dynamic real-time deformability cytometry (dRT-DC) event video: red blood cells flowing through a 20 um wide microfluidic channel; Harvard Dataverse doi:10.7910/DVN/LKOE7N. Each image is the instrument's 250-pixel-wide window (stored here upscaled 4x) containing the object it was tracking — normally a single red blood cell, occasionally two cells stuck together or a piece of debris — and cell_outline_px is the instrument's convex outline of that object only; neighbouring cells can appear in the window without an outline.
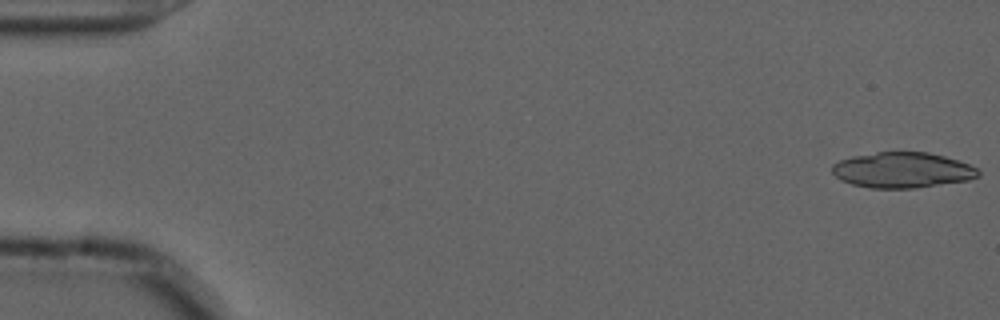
{"species": "common noctule bat (a hibernating species)", "species_latin": "Nyctalus noctula", "temperature_condition": "cold", "stored_images_in_passage": 54, "camera_frame_rate_fps": 3000, "um_per_image_px": 0.085, "animal": {"sex": "male", "forearm_length_mm": 52.5}, "frame": {"image": 1, "passage_image": 1, "time_ms": 0.0, "image_size_px": [1000, 320], "cell_outline_px": [[980, 176], [968, 180], [916, 188], [868, 188], [852, 184], [840, 180], [832, 172], [832, 164], [840, 160], [852, 156], [876, 152], [928, 152], [944, 156], [968, 164], [976, 168], [980, 172]], "centroid_in_image_um": [76.68, 14.46], "position_along_channel_um": 8.3, "area_um2": 30.29}}
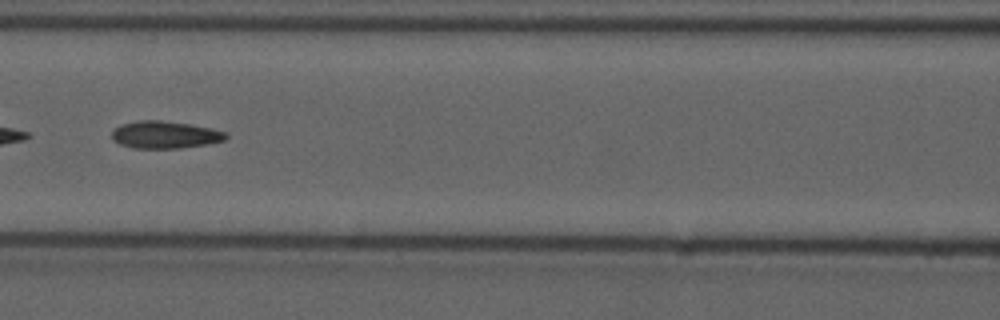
{"frame": {"image": 2, "passage_image": 25, "time_ms": 8.0, "image_size_px": [1000, 320], "cell_outline_px": [[228, 136], [224, 140], [208, 144], [180, 148], [136, 148], [120, 144], [112, 140], [112, 132], [116, 128], [124, 124], [140, 120], [160, 120], [188, 124], [228, 132]], "centroid_in_image_um": [14.04, 11.46], "position_along_channel_um": 152.6, "area_um2": 17.92}}
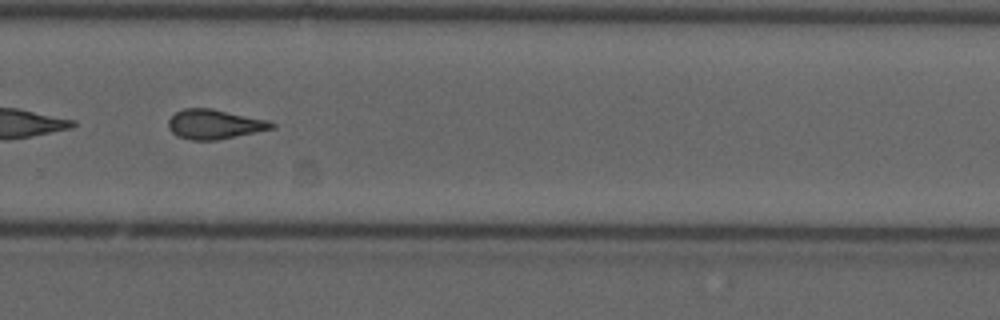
{"frame": {"image": 3, "passage_image": 38, "time_ms": 12.333, "image_size_px": [1000, 320], "cell_outline_px": [[276, 128], [216, 140], [192, 140], [176, 136], [168, 128], [168, 120], [176, 112], [184, 108], [212, 108], [268, 120], [276, 124]], "centroid_in_image_um": [18.23, 10.56], "position_along_channel_um": 311.6, "area_um2": 17.86}, "authors_computed_cell_mechanics": {"area_um2": 17.8602, "velocity_mm_per_s": 3.6889, "shape_relaxation_time_tau1_ms": null, "shape_relaxation_time_tau2_ms": 3.4583, "deformation_change_tau1": null, "deformation_change_tau2": 0.1289}}